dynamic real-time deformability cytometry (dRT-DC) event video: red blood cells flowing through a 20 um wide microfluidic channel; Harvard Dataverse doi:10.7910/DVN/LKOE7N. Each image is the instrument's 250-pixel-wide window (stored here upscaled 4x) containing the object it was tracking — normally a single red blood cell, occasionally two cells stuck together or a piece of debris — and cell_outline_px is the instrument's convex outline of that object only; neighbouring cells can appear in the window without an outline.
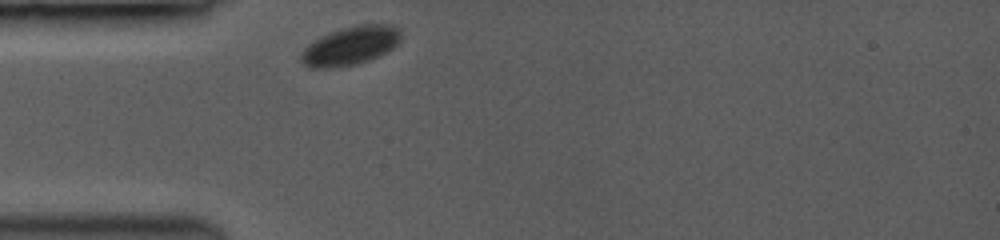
{"species": "common noctule bat (a hibernating species)", "species_latin": "Nyctalus noctula", "temperature_condition": "room temperature", "stored_images_in_passage": 26, "camera_frame_rate_fps": 3500, "um_per_image_px": 0.085, "animal": {"sex": "female", "body_mass_g": 19.0, "forearm_length_mm": 53.3}, "frame": {"image": 1, "passage_image": 1, "time_ms": 0.0, "image_size_px": [1000, 240], "cell_outline_px": [[400, 40], [392, 48], [368, 60], [356, 64], [328, 68], [308, 68], [300, 60], [300, 52], [308, 44], [320, 36], [356, 24], [392, 24], [400, 32]], "centroid_in_image_um": [29.74, 3.89], "position_along_channel_um": 55.3, "area_um2": 22.25}}
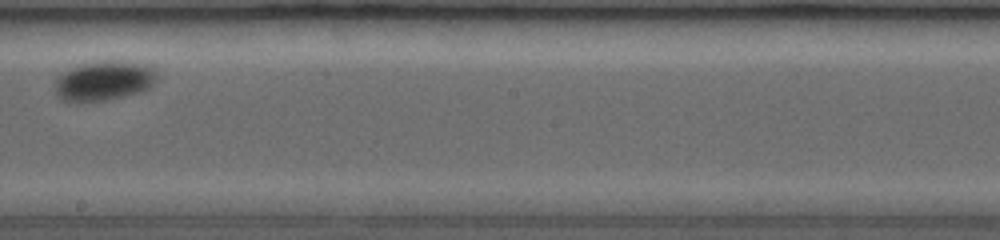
{"frame": {"image": 2, "passage_image": 14, "time_ms": 3.714, "image_size_px": [1000, 240], "cell_outline_px": [[156, 80], [148, 88], [100, 100], [64, 100], [56, 92], [56, 80], [68, 68], [80, 64], [100, 60], [124, 60], [148, 64], [156, 68]], "centroid_in_image_um": [8.87, 6.78], "position_along_channel_um": 239.3, "area_um2": 22.95}}
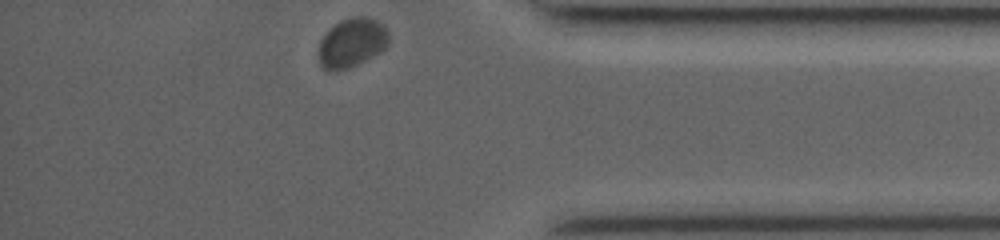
{"frame": {"image": 3, "passage_image": 26, "time_ms": 7.143, "image_size_px": [1000, 240], "cell_outline_px": [[388, 44], [380, 52], [348, 68], [328, 72], [320, 68], [316, 52], [320, 40], [336, 24], [344, 20], [356, 16], [364, 16], [376, 20], [388, 32]], "centroid_in_image_um": [29.84, 3.68], "position_along_channel_um": 405.4, "area_um2": 19.94}}